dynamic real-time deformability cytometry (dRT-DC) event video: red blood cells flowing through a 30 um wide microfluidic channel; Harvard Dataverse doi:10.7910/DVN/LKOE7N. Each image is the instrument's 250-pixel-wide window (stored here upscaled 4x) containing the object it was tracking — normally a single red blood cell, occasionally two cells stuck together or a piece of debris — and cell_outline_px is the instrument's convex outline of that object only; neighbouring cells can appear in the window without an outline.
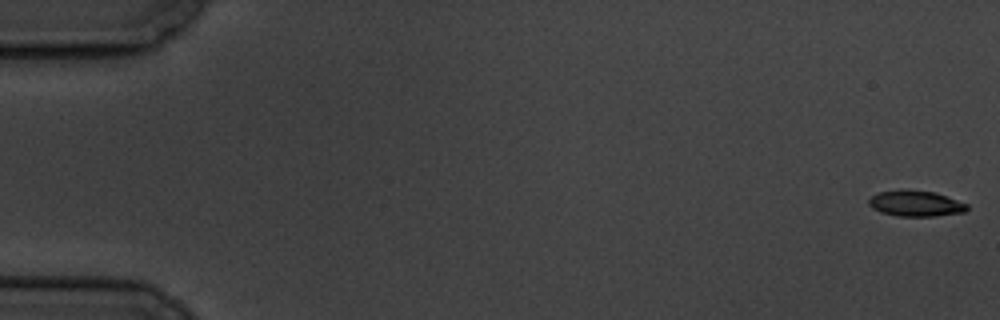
{"species": "common noctule bat (a hibernating species)", "species_latin": "Nyctalus noctula", "temperature_condition": "cold", "stored_images_in_passage": 8, "camera_frame_rate_fps": 3000, "um_per_image_px": 0.085, "animal": {"sex": "male", "body_mass_g": 19.5, "forearm_length_mm": 54.6}, "frame": {"image": 1, "passage_image": 1, "time_ms": 0.0, "image_size_px": [1000, 320], "cell_outline_px": [[968, 208], [964, 212], [936, 216], [900, 216], [880, 212], [872, 208], [868, 204], [868, 200], [872, 196], [880, 192], [908, 188], [936, 192], [968, 204]], "centroid_in_image_um": [77.83, 17.28], "position_along_channel_um": 7.2, "area_um2": 14.97}}
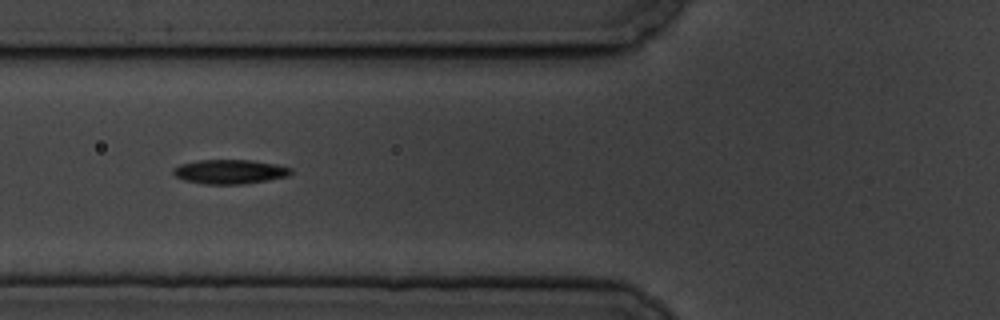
{"frame": {"image": 2, "passage_image": 7, "time_ms": 7.333, "image_size_px": [1000, 320], "cell_outline_px": [[292, 172], [288, 176], [268, 180], [244, 184], [204, 184], [184, 180], [176, 176], [172, 172], [172, 168], [180, 164], [196, 160], [252, 160], [276, 164], [292, 168]], "centroid_in_image_um": [19.52, 14.59], "position_along_channel_um": 106.3, "area_um2": 16.76}}
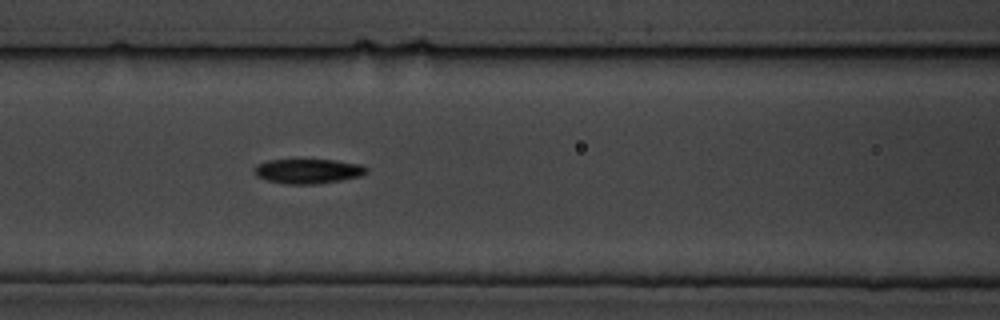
{"frame": {"image": 3, "passage_image": 8, "time_ms": 8.333, "image_size_px": [1000, 320], "cell_outline_px": [[368, 172], [360, 176], [340, 180], [316, 184], [284, 184], [268, 180], [256, 176], [252, 168], [256, 164], [268, 160], [336, 160], [360, 164], [368, 168]], "centroid_in_image_um": [26.16, 14.54], "position_along_channel_um": 140.4, "area_um2": 16.18}}